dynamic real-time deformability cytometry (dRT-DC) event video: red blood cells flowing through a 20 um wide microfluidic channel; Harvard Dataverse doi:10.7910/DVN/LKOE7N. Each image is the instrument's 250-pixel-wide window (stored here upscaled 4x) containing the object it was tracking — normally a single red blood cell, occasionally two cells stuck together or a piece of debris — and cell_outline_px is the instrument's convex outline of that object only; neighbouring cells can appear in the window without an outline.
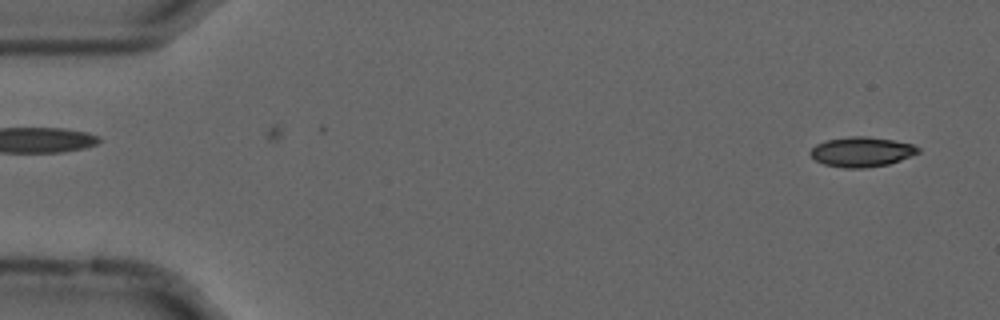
{"species": "common noctule bat (a hibernating species)", "species_latin": "Nyctalus noctula", "temperature_condition": "cold", "stored_images_in_passage": 5, "camera_frame_rate_fps": 3000, "um_per_image_px": 0.085, "animal": {"sex": "male", "forearm_length_mm": 52.5}, "frame": {"image": 1, "passage_image": 3, "time_ms": 0.667, "image_size_px": [1000, 320], "cell_outline_px": [[920, 152], [900, 160], [888, 164], [864, 168], [844, 168], [824, 164], [816, 160], [808, 152], [816, 144], [828, 140], [848, 136], [864, 136], [892, 140], [912, 144], [920, 148]], "centroid_in_image_um": [73.23, 12.91], "position_along_channel_um": 11.8, "area_um2": 18.61}}